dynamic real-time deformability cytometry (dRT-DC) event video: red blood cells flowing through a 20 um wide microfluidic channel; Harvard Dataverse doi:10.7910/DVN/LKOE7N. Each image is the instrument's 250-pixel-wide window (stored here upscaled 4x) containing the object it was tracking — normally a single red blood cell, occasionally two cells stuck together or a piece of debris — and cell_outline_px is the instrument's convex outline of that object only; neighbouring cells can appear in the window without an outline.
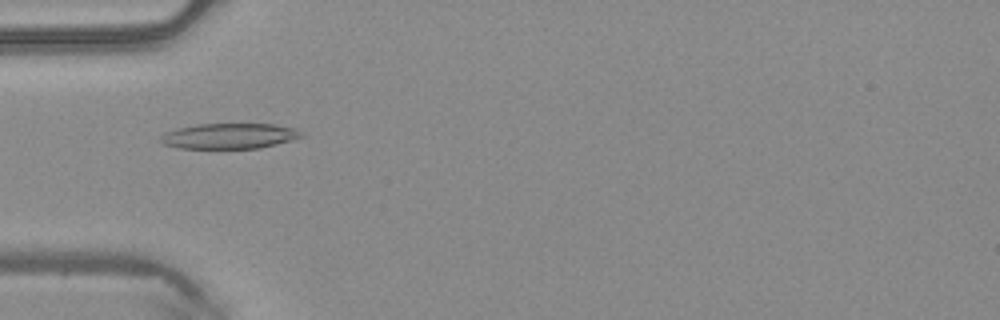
{"species": "common noctule bat (a hibernating species)", "species_latin": "Nyctalus noctula", "temperature_condition": "warm", "stored_images_in_passage": 49, "camera_frame_rate_fps": 3000, "um_per_image_px": 0.085, "animal": {"sex": "male", "body_mass_g": 20.4}, "frame": {"image": 1, "passage_image": 16, "time_ms": 5.0, "image_size_px": [1000, 320], "cell_outline_px": [[304, 136], [276, 144], [260, 148], [180, 148], [164, 144], [160, 140], [160, 136], [164, 132], [176, 128], [196, 124], [272, 124], [296, 128]], "centroid_in_image_um": [19.46, 11.55], "position_along_channel_um": 65.5, "area_um2": 20.81}}
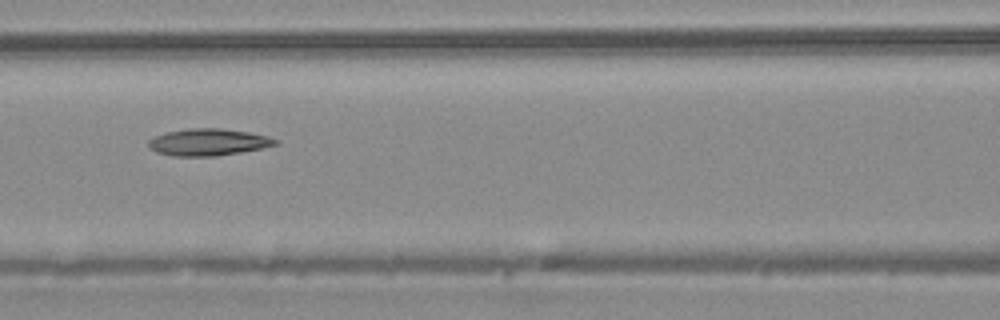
{"frame": {"image": 2, "passage_image": 22, "time_ms": 7.0, "image_size_px": [1000, 320], "cell_outline_px": [[280, 144], [240, 152], [216, 156], [172, 156], [156, 152], [148, 148], [148, 140], [156, 136], [168, 132], [188, 128], [220, 128], [248, 132], [268, 136], [280, 140]], "centroid_in_image_um": [17.71, 12.08], "position_along_channel_um": 148.9, "area_um2": 19.94}}
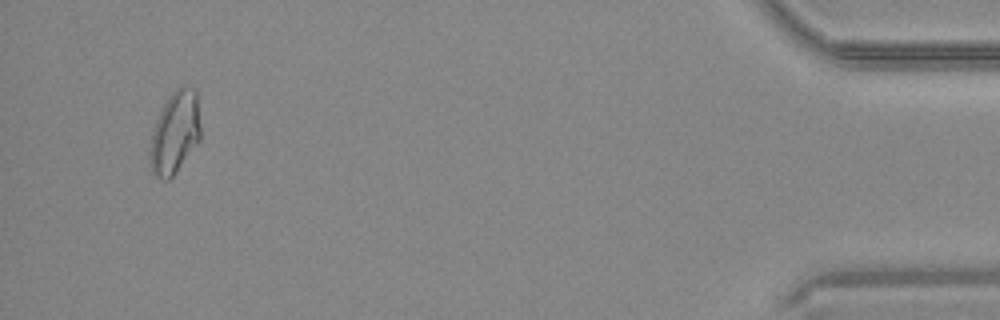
{"frame": {"image": 3, "passage_image": 47, "time_ms": 15.333, "image_size_px": [1000, 320], "cell_outline_px": [[200, 140], [172, 176], [168, 180], [164, 180], [156, 176], [152, 172], [148, 160], [148, 152], [152, 132], [156, 120], [164, 104], [172, 92], [176, 88], [196, 88], [200, 124]], "centroid_in_image_um": [14.85, 11.3], "position_along_channel_um": 420.4, "area_um2": 24.16}, "authors_computed_cell_mechanics": {"area_um2": 20.6346, "velocity_mm_per_s": 4.1665, "shape_relaxation_time_tau1_ms": 9.0046, "shape_relaxation_time_tau2_ms": null, "deformation_change_tau1": 0.1913, "deformation_change_tau2": null}}